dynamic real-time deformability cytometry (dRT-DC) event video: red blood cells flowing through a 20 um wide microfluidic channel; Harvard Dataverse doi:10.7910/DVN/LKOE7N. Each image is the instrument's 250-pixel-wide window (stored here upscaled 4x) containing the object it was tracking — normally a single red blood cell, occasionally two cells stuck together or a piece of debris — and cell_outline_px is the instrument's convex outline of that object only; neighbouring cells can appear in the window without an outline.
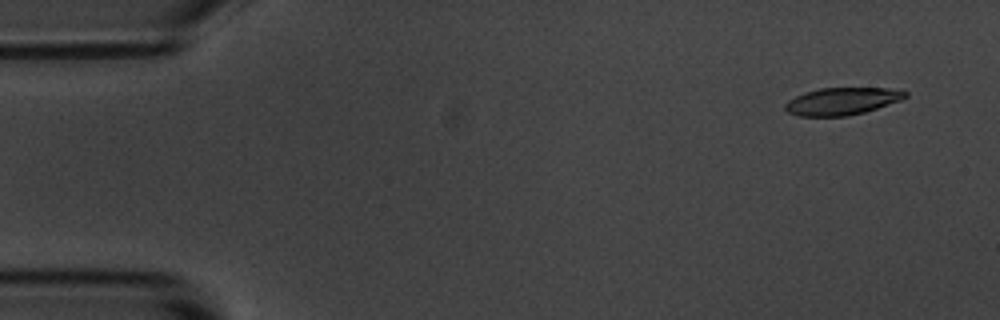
{"species": "common noctule bat (a hibernating species)", "species_latin": "Nyctalus noctula", "temperature_condition": "room temperature", "stored_images_in_passage": 6, "camera_frame_rate_fps": 3000, "um_per_image_px": 0.085, "animal": {"sex": "male", "body_mass_g": 20.1, "forearm_length_mm": 53.5}, "frame": {"image": 1, "passage_image": 2, "time_ms": 1.0, "image_size_px": [1000, 320], "cell_outline_px": [[908, 96], [900, 100], [864, 112], [848, 116], [800, 116], [788, 112], [784, 108], [784, 104], [788, 100], [804, 92], [820, 88], [904, 88], [908, 92]], "centroid_in_image_um": [71.6, 8.59], "position_along_channel_um": 13.4, "area_um2": 19.25}}
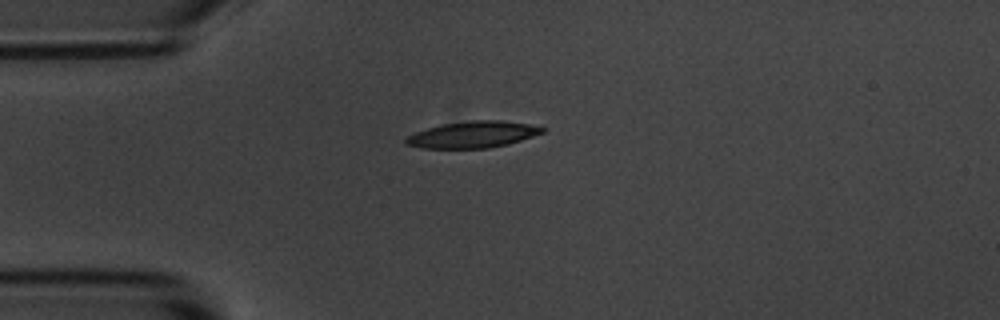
{"frame": {"image": 2, "passage_image": 4, "time_ms": 4.333, "image_size_px": [1000, 320], "cell_outline_px": [[544, 132], [508, 144], [488, 148], [420, 148], [404, 144], [404, 140], [408, 136], [416, 132], [428, 128], [444, 124], [472, 120], [500, 120], [528, 124], [544, 128]], "centroid_in_image_um": [40.16, 11.44], "position_along_channel_um": 44.8, "area_um2": 20.81}}
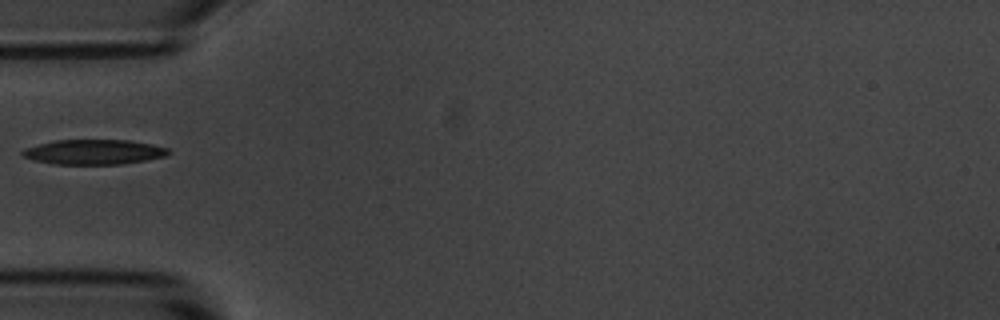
{"frame": {"image": 3, "passage_image": 5, "time_ms": 5.667, "image_size_px": [1000, 320], "cell_outline_px": [[172, 152], [164, 156], [144, 160], [120, 164], [52, 164], [36, 160], [24, 156], [20, 152], [24, 148], [56, 140], [128, 140], [152, 144], [168, 148]], "centroid_in_image_um": [7.99, 12.91], "position_along_channel_um": 77.0, "area_um2": 20.98}}